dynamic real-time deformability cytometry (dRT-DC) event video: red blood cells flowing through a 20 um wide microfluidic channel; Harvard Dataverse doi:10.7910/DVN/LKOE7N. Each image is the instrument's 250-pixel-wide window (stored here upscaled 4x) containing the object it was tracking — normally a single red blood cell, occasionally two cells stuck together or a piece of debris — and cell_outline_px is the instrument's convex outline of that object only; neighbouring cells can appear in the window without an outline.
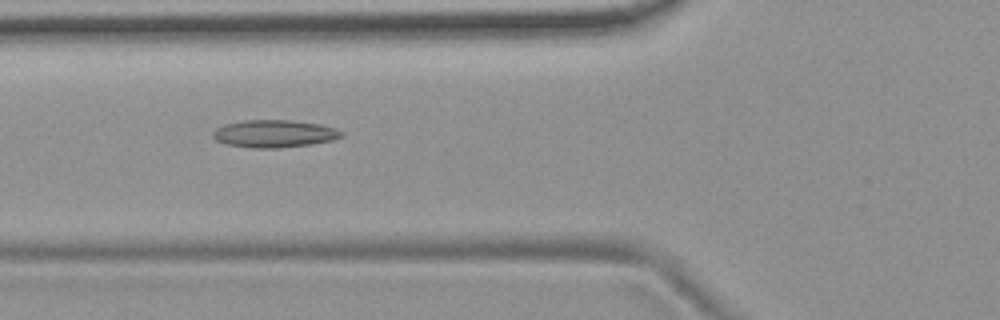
{"species": "common noctule bat (a hibernating species)", "species_latin": "Nyctalus noctula", "temperature_condition": "room temperature", "stored_images_in_passage": 54, "camera_frame_rate_fps": 3000, "um_per_image_px": 0.085, "animal": {"sex": "female", "body_mass_g": 19.9}, "frame": {"image": 1, "passage_image": 20, "time_ms": 6.333, "image_size_px": [1000, 320], "cell_outline_px": [[344, 136], [332, 140], [312, 144], [280, 148], [252, 148], [224, 144], [216, 140], [212, 136], [212, 132], [216, 128], [224, 124], [244, 120], [292, 120], [320, 124], [336, 128], [344, 132]], "centroid_in_image_um": [23.31, 11.36], "position_along_channel_um": 102.5, "area_um2": 20.87}}
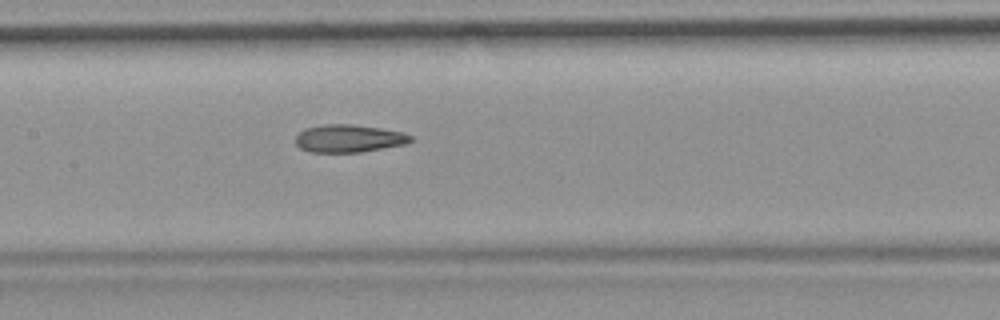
{"frame": {"image": 2, "passage_image": 26, "time_ms": 8.333, "image_size_px": [1000, 320], "cell_outline_px": [[412, 140], [404, 144], [360, 152], [308, 152], [300, 148], [296, 144], [296, 136], [304, 128], [324, 124], [352, 124], [380, 128], [404, 132], [412, 136]], "centroid_in_image_um": [29.62, 11.76], "position_along_channel_um": 177.8, "area_um2": 18.55}}
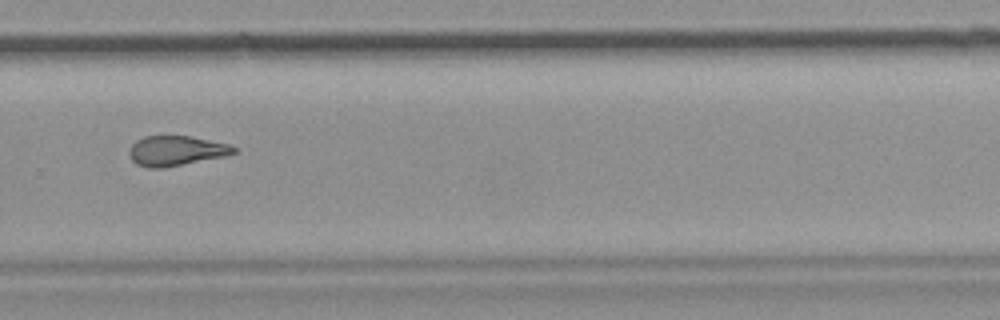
{"frame": {"image": 3, "passage_image": 37, "time_ms": 12.0, "image_size_px": [1000, 320], "cell_outline_px": [[236, 152], [224, 156], [160, 168], [148, 168], [136, 164], [132, 160], [128, 152], [132, 144], [136, 140], [144, 136], [188, 136], [228, 144], [236, 148]], "centroid_in_image_um": [14.91, 12.81], "position_along_channel_um": 314.9, "area_um2": 17.92}, "authors_computed_cell_mechanics": {"area_um2": 19.6809, "velocity_mm_per_s": 3.7568, "shape_relaxation_time_tau1_ms": null, "shape_relaxation_time_tau2_ms": 3.5271, "deformation_change_tau1": null, "deformation_change_tau2": 0.1239}}